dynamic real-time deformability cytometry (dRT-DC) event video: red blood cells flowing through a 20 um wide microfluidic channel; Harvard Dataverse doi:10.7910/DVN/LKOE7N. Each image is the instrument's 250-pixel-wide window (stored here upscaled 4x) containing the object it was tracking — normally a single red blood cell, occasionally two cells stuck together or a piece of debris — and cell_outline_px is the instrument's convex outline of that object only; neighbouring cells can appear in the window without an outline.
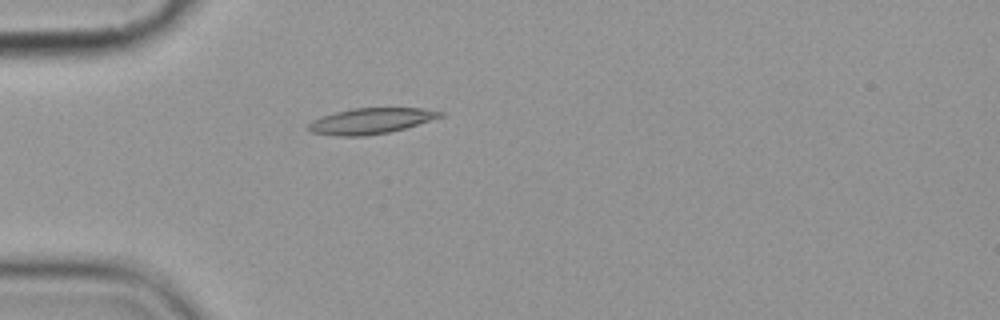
{"species": "common noctule bat (a hibernating species)", "species_latin": "Nyctalus noctula", "temperature_condition": "cold", "stored_images_in_passage": 1, "camera_frame_rate_fps": 3000, "um_per_image_px": 0.085, "animal": {"sex": "female", "body_mass_g": 19.9}, "frame": {"image": 1, "passage_image": 1, "time_ms": 0.0, "image_size_px": [1000, 320], "cell_outline_px": [[444, 116], [404, 128], [388, 132], [364, 136], [340, 136], [312, 132], [308, 128], [308, 124], [312, 120], [320, 116], [352, 108], [420, 108], [444, 112]], "centroid_in_image_um": [31.5, 10.27], "position_along_channel_um": 53.5, "area_um2": 19.59}}